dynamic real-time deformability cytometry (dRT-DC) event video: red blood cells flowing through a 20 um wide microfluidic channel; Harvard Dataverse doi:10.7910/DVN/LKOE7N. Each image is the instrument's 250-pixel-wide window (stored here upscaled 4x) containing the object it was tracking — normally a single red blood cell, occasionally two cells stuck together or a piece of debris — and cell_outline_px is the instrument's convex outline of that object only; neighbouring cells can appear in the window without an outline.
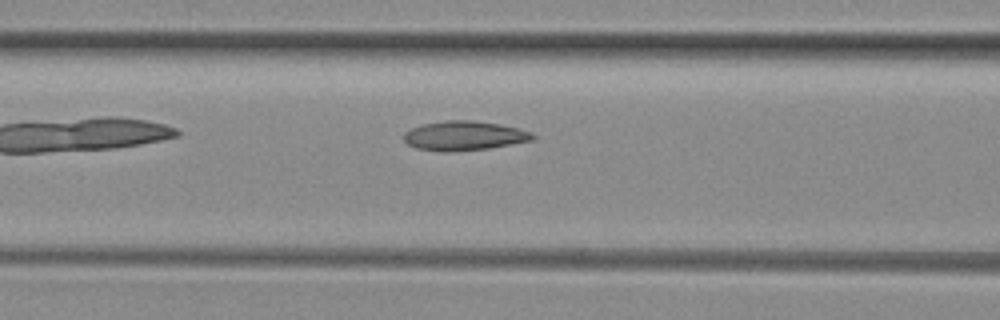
{"species": "common noctule bat (a hibernating species)", "species_latin": "Nyctalus noctula", "temperature_condition": "room temperature", "stored_images_in_passage": 8, "camera_frame_rate_fps": 3000, "um_per_image_px": 0.085, "animal": {"sex": "female", "body_mass_g": 29.2, "forearm_length_mm": 56.3}, "frame": {"image": 1, "passage_image": 6, "time_ms": 1.667, "image_size_px": [1000, 320], "cell_outline_px": [[536, 140], [488, 148], [452, 152], [440, 152], [416, 148], [408, 144], [404, 140], [404, 132], [420, 124], [448, 120], [472, 120], [500, 124], [532, 132], [536, 136]], "centroid_in_image_um": [39.46, 11.54], "position_along_channel_um": 127.1, "area_um2": 22.25}}